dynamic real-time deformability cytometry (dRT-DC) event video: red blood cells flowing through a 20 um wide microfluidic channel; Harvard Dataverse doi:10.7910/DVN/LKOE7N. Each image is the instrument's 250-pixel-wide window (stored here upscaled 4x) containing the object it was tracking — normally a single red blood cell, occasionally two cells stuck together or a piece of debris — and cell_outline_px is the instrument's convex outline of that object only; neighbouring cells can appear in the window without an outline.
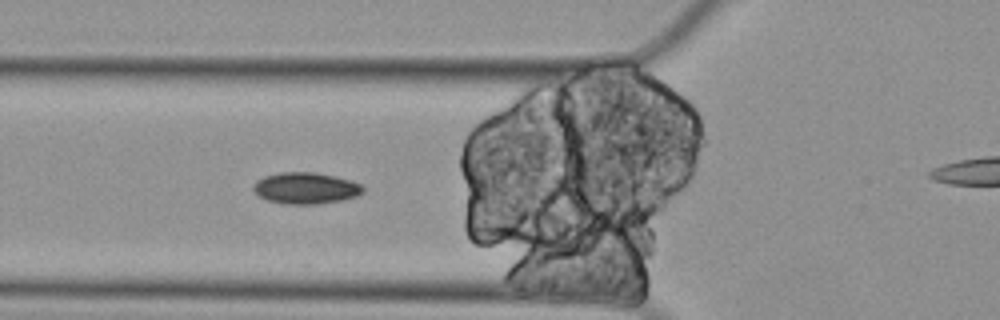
{"species": "Egyptian fruit bat (a non-hibernating species)", "species_latin": "Rousettus aegyptiacus", "temperature_condition": "cold", "stored_images_in_passage": 5, "segment_of_instrument_passage": [1, 2], "camera_frame_rate_fps": 3000, "um_per_image_px": 0.085, "animal": {"sex": "female"}, "frame": {"image": 1, "passage_image": 4, "time_ms": 1.0, "image_size_px": [1000, 320], "cell_outline_px": [[364, 192], [356, 196], [344, 200], [320, 204], [284, 204], [268, 200], [260, 196], [252, 188], [252, 184], [256, 180], [264, 176], [280, 172], [312, 172], [332, 176], [348, 180], [360, 184], [364, 188]], "centroid_in_image_um": [25.96, 16.0], "position_along_channel_um": 99.8, "area_um2": 20.06}}